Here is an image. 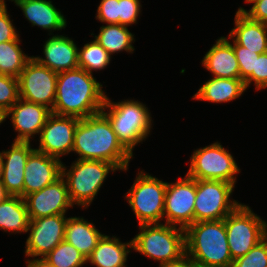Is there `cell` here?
Listing matches in <instances>:
<instances>
[{
	"label": "cell",
	"instance_id": "cell-1",
	"mask_svg": "<svg viewBox=\"0 0 267 267\" xmlns=\"http://www.w3.org/2000/svg\"><path fill=\"white\" fill-rule=\"evenodd\" d=\"M72 152L78 154L77 159L106 161L122 171L128 170L133 159L102 112L79 120Z\"/></svg>",
	"mask_w": 267,
	"mask_h": 267
},
{
	"label": "cell",
	"instance_id": "cell-2",
	"mask_svg": "<svg viewBox=\"0 0 267 267\" xmlns=\"http://www.w3.org/2000/svg\"><path fill=\"white\" fill-rule=\"evenodd\" d=\"M102 86L92 74L81 68L59 72L51 113L79 119L100 113L107 96Z\"/></svg>",
	"mask_w": 267,
	"mask_h": 267
},
{
	"label": "cell",
	"instance_id": "cell-3",
	"mask_svg": "<svg viewBox=\"0 0 267 267\" xmlns=\"http://www.w3.org/2000/svg\"><path fill=\"white\" fill-rule=\"evenodd\" d=\"M186 256L199 267H232L224 220L201 221L185 229Z\"/></svg>",
	"mask_w": 267,
	"mask_h": 267
},
{
	"label": "cell",
	"instance_id": "cell-4",
	"mask_svg": "<svg viewBox=\"0 0 267 267\" xmlns=\"http://www.w3.org/2000/svg\"><path fill=\"white\" fill-rule=\"evenodd\" d=\"M149 111L148 107L138 100L112 102L106 96L101 112L111 122L122 145L134 155L135 146L143 142L152 129L153 120Z\"/></svg>",
	"mask_w": 267,
	"mask_h": 267
},
{
	"label": "cell",
	"instance_id": "cell-5",
	"mask_svg": "<svg viewBox=\"0 0 267 267\" xmlns=\"http://www.w3.org/2000/svg\"><path fill=\"white\" fill-rule=\"evenodd\" d=\"M132 238V250L155 261L159 267L181 260L186 255L185 229L169 224H141Z\"/></svg>",
	"mask_w": 267,
	"mask_h": 267
},
{
	"label": "cell",
	"instance_id": "cell-6",
	"mask_svg": "<svg viewBox=\"0 0 267 267\" xmlns=\"http://www.w3.org/2000/svg\"><path fill=\"white\" fill-rule=\"evenodd\" d=\"M116 170L118 171L112 163L102 160L77 159L69 169L62 163V177L66 178L72 204L88 208L103 186L109 172Z\"/></svg>",
	"mask_w": 267,
	"mask_h": 267
},
{
	"label": "cell",
	"instance_id": "cell-7",
	"mask_svg": "<svg viewBox=\"0 0 267 267\" xmlns=\"http://www.w3.org/2000/svg\"><path fill=\"white\" fill-rule=\"evenodd\" d=\"M167 182L143 170L138 172L132 187L125 195L138 224H161L164 215V200Z\"/></svg>",
	"mask_w": 267,
	"mask_h": 267
},
{
	"label": "cell",
	"instance_id": "cell-8",
	"mask_svg": "<svg viewBox=\"0 0 267 267\" xmlns=\"http://www.w3.org/2000/svg\"><path fill=\"white\" fill-rule=\"evenodd\" d=\"M223 220L233 261L244 256L267 236V222L248 205L241 203Z\"/></svg>",
	"mask_w": 267,
	"mask_h": 267
},
{
	"label": "cell",
	"instance_id": "cell-9",
	"mask_svg": "<svg viewBox=\"0 0 267 267\" xmlns=\"http://www.w3.org/2000/svg\"><path fill=\"white\" fill-rule=\"evenodd\" d=\"M239 172L240 167L231 152L215 142L194 150L186 174L196 180H219L235 185Z\"/></svg>",
	"mask_w": 267,
	"mask_h": 267
},
{
	"label": "cell",
	"instance_id": "cell-10",
	"mask_svg": "<svg viewBox=\"0 0 267 267\" xmlns=\"http://www.w3.org/2000/svg\"><path fill=\"white\" fill-rule=\"evenodd\" d=\"M235 185L219 180H196L194 223L223 220L241 203L230 200Z\"/></svg>",
	"mask_w": 267,
	"mask_h": 267
},
{
	"label": "cell",
	"instance_id": "cell-11",
	"mask_svg": "<svg viewBox=\"0 0 267 267\" xmlns=\"http://www.w3.org/2000/svg\"><path fill=\"white\" fill-rule=\"evenodd\" d=\"M65 215L57 214L29 220L27 232L30 233L25 242L24 252L26 257L34 259L26 260V264L42 260L64 240L67 221Z\"/></svg>",
	"mask_w": 267,
	"mask_h": 267
},
{
	"label": "cell",
	"instance_id": "cell-12",
	"mask_svg": "<svg viewBox=\"0 0 267 267\" xmlns=\"http://www.w3.org/2000/svg\"><path fill=\"white\" fill-rule=\"evenodd\" d=\"M58 73L39 64L33 57L18 77L19 97L41 104L51 111L55 103Z\"/></svg>",
	"mask_w": 267,
	"mask_h": 267
},
{
	"label": "cell",
	"instance_id": "cell-13",
	"mask_svg": "<svg viewBox=\"0 0 267 267\" xmlns=\"http://www.w3.org/2000/svg\"><path fill=\"white\" fill-rule=\"evenodd\" d=\"M196 179L185 174L174 183L167 182L163 221L165 224L186 229L194 223ZM165 217V218H164Z\"/></svg>",
	"mask_w": 267,
	"mask_h": 267
},
{
	"label": "cell",
	"instance_id": "cell-14",
	"mask_svg": "<svg viewBox=\"0 0 267 267\" xmlns=\"http://www.w3.org/2000/svg\"><path fill=\"white\" fill-rule=\"evenodd\" d=\"M79 120L77 117L51 113L41 129L39 147L35 150L58 159L72 153L74 132Z\"/></svg>",
	"mask_w": 267,
	"mask_h": 267
},
{
	"label": "cell",
	"instance_id": "cell-15",
	"mask_svg": "<svg viewBox=\"0 0 267 267\" xmlns=\"http://www.w3.org/2000/svg\"><path fill=\"white\" fill-rule=\"evenodd\" d=\"M29 220L65 214L73 204L70 200L65 178L62 176L43 189L25 198Z\"/></svg>",
	"mask_w": 267,
	"mask_h": 267
},
{
	"label": "cell",
	"instance_id": "cell-16",
	"mask_svg": "<svg viewBox=\"0 0 267 267\" xmlns=\"http://www.w3.org/2000/svg\"><path fill=\"white\" fill-rule=\"evenodd\" d=\"M50 114L46 106L19 98L5 113V118L11 116L13 128L18 132L14 141L31 142L34 135L40 134Z\"/></svg>",
	"mask_w": 267,
	"mask_h": 267
},
{
	"label": "cell",
	"instance_id": "cell-17",
	"mask_svg": "<svg viewBox=\"0 0 267 267\" xmlns=\"http://www.w3.org/2000/svg\"><path fill=\"white\" fill-rule=\"evenodd\" d=\"M62 161L34 150L28 157L23 185V198L54 183L62 176Z\"/></svg>",
	"mask_w": 267,
	"mask_h": 267
},
{
	"label": "cell",
	"instance_id": "cell-18",
	"mask_svg": "<svg viewBox=\"0 0 267 267\" xmlns=\"http://www.w3.org/2000/svg\"><path fill=\"white\" fill-rule=\"evenodd\" d=\"M34 150L30 142L13 141L9 150L1 151L3 160L1 181L9 195L23 198L24 168Z\"/></svg>",
	"mask_w": 267,
	"mask_h": 267
},
{
	"label": "cell",
	"instance_id": "cell-19",
	"mask_svg": "<svg viewBox=\"0 0 267 267\" xmlns=\"http://www.w3.org/2000/svg\"><path fill=\"white\" fill-rule=\"evenodd\" d=\"M44 58L32 56L39 64L57 73L74 70L78 66V47L73 39L63 35H53L43 45Z\"/></svg>",
	"mask_w": 267,
	"mask_h": 267
},
{
	"label": "cell",
	"instance_id": "cell-20",
	"mask_svg": "<svg viewBox=\"0 0 267 267\" xmlns=\"http://www.w3.org/2000/svg\"><path fill=\"white\" fill-rule=\"evenodd\" d=\"M21 8L25 18L33 26L54 31L65 29L67 21L62 12L52 4L51 0H10ZM53 31V32H52Z\"/></svg>",
	"mask_w": 267,
	"mask_h": 267
},
{
	"label": "cell",
	"instance_id": "cell-21",
	"mask_svg": "<svg viewBox=\"0 0 267 267\" xmlns=\"http://www.w3.org/2000/svg\"><path fill=\"white\" fill-rule=\"evenodd\" d=\"M235 27L228 38L238 45L257 54L267 52V24L250 19L241 10H237L234 19Z\"/></svg>",
	"mask_w": 267,
	"mask_h": 267
},
{
	"label": "cell",
	"instance_id": "cell-22",
	"mask_svg": "<svg viewBox=\"0 0 267 267\" xmlns=\"http://www.w3.org/2000/svg\"><path fill=\"white\" fill-rule=\"evenodd\" d=\"M201 62L213 77L240 78L239 64L233 46L224 36L216 40Z\"/></svg>",
	"mask_w": 267,
	"mask_h": 267
},
{
	"label": "cell",
	"instance_id": "cell-23",
	"mask_svg": "<svg viewBox=\"0 0 267 267\" xmlns=\"http://www.w3.org/2000/svg\"><path fill=\"white\" fill-rule=\"evenodd\" d=\"M132 250V240L123 243L116 236L103 235L86 262L95 267H127V256Z\"/></svg>",
	"mask_w": 267,
	"mask_h": 267
},
{
	"label": "cell",
	"instance_id": "cell-24",
	"mask_svg": "<svg viewBox=\"0 0 267 267\" xmlns=\"http://www.w3.org/2000/svg\"><path fill=\"white\" fill-rule=\"evenodd\" d=\"M245 91V84L240 78L212 77L192 97L199 101L227 103L238 99Z\"/></svg>",
	"mask_w": 267,
	"mask_h": 267
},
{
	"label": "cell",
	"instance_id": "cell-25",
	"mask_svg": "<svg viewBox=\"0 0 267 267\" xmlns=\"http://www.w3.org/2000/svg\"><path fill=\"white\" fill-rule=\"evenodd\" d=\"M104 234L83 217H68L64 240L72 244L86 258L92 253Z\"/></svg>",
	"mask_w": 267,
	"mask_h": 267
},
{
	"label": "cell",
	"instance_id": "cell-26",
	"mask_svg": "<svg viewBox=\"0 0 267 267\" xmlns=\"http://www.w3.org/2000/svg\"><path fill=\"white\" fill-rule=\"evenodd\" d=\"M29 217L24 198L8 196L0 202V229L4 232L27 233Z\"/></svg>",
	"mask_w": 267,
	"mask_h": 267
},
{
	"label": "cell",
	"instance_id": "cell-27",
	"mask_svg": "<svg viewBox=\"0 0 267 267\" xmlns=\"http://www.w3.org/2000/svg\"><path fill=\"white\" fill-rule=\"evenodd\" d=\"M93 37L110 55L120 51L134 53L135 48L132 45L135 42L134 34L128 30L127 26L120 24L102 25L98 35Z\"/></svg>",
	"mask_w": 267,
	"mask_h": 267
},
{
	"label": "cell",
	"instance_id": "cell-28",
	"mask_svg": "<svg viewBox=\"0 0 267 267\" xmlns=\"http://www.w3.org/2000/svg\"><path fill=\"white\" fill-rule=\"evenodd\" d=\"M20 39L0 43V74L18 79L26 63L32 58L23 52Z\"/></svg>",
	"mask_w": 267,
	"mask_h": 267
},
{
	"label": "cell",
	"instance_id": "cell-29",
	"mask_svg": "<svg viewBox=\"0 0 267 267\" xmlns=\"http://www.w3.org/2000/svg\"><path fill=\"white\" fill-rule=\"evenodd\" d=\"M111 55L94 39L78 48V66L93 75V71L104 70L111 61Z\"/></svg>",
	"mask_w": 267,
	"mask_h": 267
},
{
	"label": "cell",
	"instance_id": "cell-30",
	"mask_svg": "<svg viewBox=\"0 0 267 267\" xmlns=\"http://www.w3.org/2000/svg\"><path fill=\"white\" fill-rule=\"evenodd\" d=\"M48 267H82L86 257L72 244L63 240L41 260Z\"/></svg>",
	"mask_w": 267,
	"mask_h": 267
},
{
	"label": "cell",
	"instance_id": "cell-31",
	"mask_svg": "<svg viewBox=\"0 0 267 267\" xmlns=\"http://www.w3.org/2000/svg\"><path fill=\"white\" fill-rule=\"evenodd\" d=\"M19 98L18 79L0 74V111L5 114Z\"/></svg>",
	"mask_w": 267,
	"mask_h": 267
},
{
	"label": "cell",
	"instance_id": "cell-32",
	"mask_svg": "<svg viewBox=\"0 0 267 267\" xmlns=\"http://www.w3.org/2000/svg\"><path fill=\"white\" fill-rule=\"evenodd\" d=\"M232 267H267V236L244 256L234 260Z\"/></svg>",
	"mask_w": 267,
	"mask_h": 267
},
{
	"label": "cell",
	"instance_id": "cell-33",
	"mask_svg": "<svg viewBox=\"0 0 267 267\" xmlns=\"http://www.w3.org/2000/svg\"><path fill=\"white\" fill-rule=\"evenodd\" d=\"M232 42L233 51L239 64L240 79L244 82L255 70L256 57L260 54L238 45L233 39Z\"/></svg>",
	"mask_w": 267,
	"mask_h": 267
},
{
	"label": "cell",
	"instance_id": "cell-34",
	"mask_svg": "<svg viewBox=\"0 0 267 267\" xmlns=\"http://www.w3.org/2000/svg\"><path fill=\"white\" fill-rule=\"evenodd\" d=\"M254 82L256 90L267 88V52L256 57L255 70L244 81L246 89Z\"/></svg>",
	"mask_w": 267,
	"mask_h": 267
},
{
	"label": "cell",
	"instance_id": "cell-35",
	"mask_svg": "<svg viewBox=\"0 0 267 267\" xmlns=\"http://www.w3.org/2000/svg\"><path fill=\"white\" fill-rule=\"evenodd\" d=\"M141 7L140 0H119V24L127 27L137 24Z\"/></svg>",
	"mask_w": 267,
	"mask_h": 267
},
{
	"label": "cell",
	"instance_id": "cell-36",
	"mask_svg": "<svg viewBox=\"0 0 267 267\" xmlns=\"http://www.w3.org/2000/svg\"><path fill=\"white\" fill-rule=\"evenodd\" d=\"M95 18L106 24H119V0H101Z\"/></svg>",
	"mask_w": 267,
	"mask_h": 267
},
{
	"label": "cell",
	"instance_id": "cell-37",
	"mask_svg": "<svg viewBox=\"0 0 267 267\" xmlns=\"http://www.w3.org/2000/svg\"><path fill=\"white\" fill-rule=\"evenodd\" d=\"M6 1L0 0V43L16 40L19 38L17 29L13 25L7 12Z\"/></svg>",
	"mask_w": 267,
	"mask_h": 267
},
{
	"label": "cell",
	"instance_id": "cell-38",
	"mask_svg": "<svg viewBox=\"0 0 267 267\" xmlns=\"http://www.w3.org/2000/svg\"><path fill=\"white\" fill-rule=\"evenodd\" d=\"M252 6L249 10L238 8L250 19L267 24V0H251Z\"/></svg>",
	"mask_w": 267,
	"mask_h": 267
},
{
	"label": "cell",
	"instance_id": "cell-39",
	"mask_svg": "<svg viewBox=\"0 0 267 267\" xmlns=\"http://www.w3.org/2000/svg\"><path fill=\"white\" fill-rule=\"evenodd\" d=\"M161 267H199L192 259L186 255L179 261L163 265Z\"/></svg>",
	"mask_w": 267,
	"mask_h": 267
},
{
	"label": "cell",
	"instance_id": "cell-40",
	"mask_svg": "<svg viewBox=\"0 0 267 267\" xmlns=\"http://www.w3.org/2000/svg\"><path fill=\"white\" fill-rule=\"evenodd\" d=\"M8 196L10 195L7 193L5 186L2 184V181L0 179V202L5 200Z\"/></svg>",
	"mask_w": 267,
	"mask_h": 267
},
{
	"label": "cell",
	"instance_id": "cell-41",
	"mask_svg": "<svg viewBox=\"0 0 267 267\" xmlns=\"http://www.w3.org/2000/svg\"><path fill=\"white\" fill-rule=\"evenodd\" d=\"M27 267H48L41 260L27 264Z\"/></svg>",
	"mask_w": 267,
	"mask_h": 267
},
{
	"label": "cell",
	"instance_id": "cell-42",
	"mask_svg": "<svg viewBox=\"0 0 267 267\" xmlns=\"http://www.w3.org/2000/svg\"><path fill=\"white\" fill-rule=\"evenodd\" d=\"M3 174V160H2V154L0 152V179L2 177Z\"/></svg>",
	"mask_w": 267,
	"mask_h": 267
},
{
	"label": "cell",
	"instance_id": "cell-43",
	"mask_svg": "<svg viewBox=\"0 0 267 267\" xmlns=\"http://www.w3.org/2000/svg\"><path fill=\"white\" fill-rule=\"evenodd\" d=\"M5 114L2 112V111H0V125H1V123H3L4 121H5Z\"/></svg>",
	"mask_w": 267,
	"mask_h": 267
}]
</instances>
